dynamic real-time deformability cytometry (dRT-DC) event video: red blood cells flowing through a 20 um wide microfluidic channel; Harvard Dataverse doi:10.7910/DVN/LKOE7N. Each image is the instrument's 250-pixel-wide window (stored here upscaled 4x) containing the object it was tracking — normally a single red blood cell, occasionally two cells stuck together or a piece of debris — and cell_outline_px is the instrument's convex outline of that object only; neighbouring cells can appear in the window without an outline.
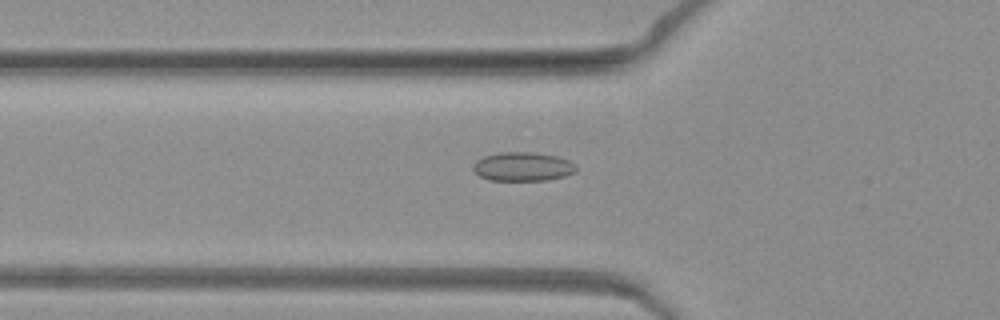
{"species": "common noctule bat (a hibernating species)", "species_latin": "Nyctalus noctula", "temperature_condition": "warm", "stored_images_in_passage": 52, "camera_frame_rate_fps": 3000, "um_per_image_px": 0.085, "animal": {"sex": "female", "body_mass_g": 19.3, "forearm_length_mm": 54.1}, "frame": {"image": 1, "passage_image": 19, "time_ms": 6.0, "image_size_px": [1000, 320], "cell_outline_px": [[576, 172], [564, 176], [548, 180], [488, 180], [480, 176], [472, 168], [472, 164], [476, 160], [484, 156], [500, 152], [532, 152], [556, 156], [568, 160], [576, 164]], "centroid_in_image_um": [44.43, 14.16], "position_along_channel_um": 81.4, "area_um2": 17.4}}
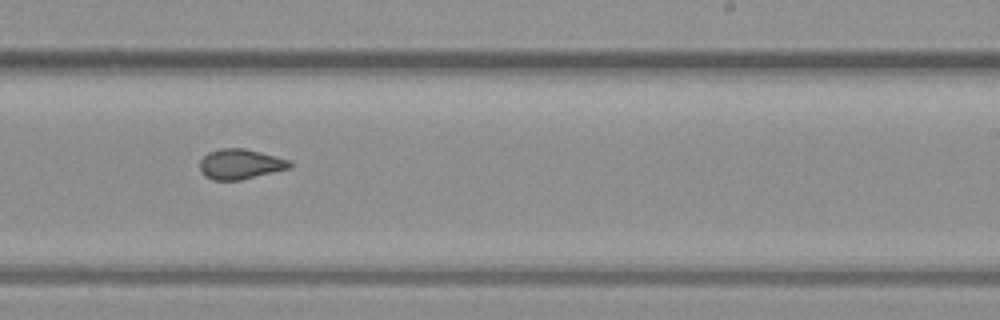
{"frame": {"image": 2, "passage_image": 33, "time_ms": 10.667, "image_size_px": [1000, 320], "cell_outline_px": [[292, 168], [240, 180], [212, 180], [204, 176], [200, 172], [200, 160], [208, 152], [220, 148], [244, 148], [276, 156], [288, 160], [292, 164]], "centroid_in_image_um": [20.41, 13.95], "position_along_channel_um": 268.6, "area_um2": 15.9}}
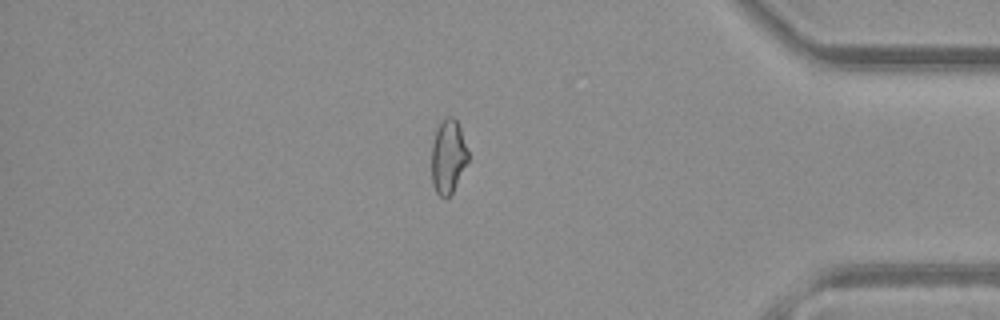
{"frame": {"image": 3, "passage_image": 45, "time_ms": 14.667, "image_size_px": [1000, 320], "cell_outline_px": [[468, 160], [452, 192], [444, 200], [436, 192], [432, 184], [432, 144], [436, 128], [440, 120], [448, 116], [452, 116], [456, 120], [460, 128], [468, 152]], "centroid_in_image_um": [38.07, 13.29], "position_along_channel_um": 397.1, "area_um2": 15.66}}